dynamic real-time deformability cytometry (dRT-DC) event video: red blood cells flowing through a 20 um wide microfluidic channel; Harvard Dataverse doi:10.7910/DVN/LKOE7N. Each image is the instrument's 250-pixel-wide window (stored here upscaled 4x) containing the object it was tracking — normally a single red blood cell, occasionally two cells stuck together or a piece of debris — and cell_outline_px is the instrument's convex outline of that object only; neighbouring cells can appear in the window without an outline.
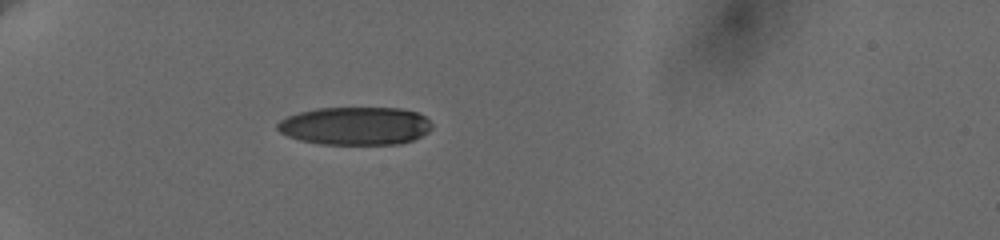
{"species": "human", "species_latin": "Homo sapiens", "temperature_condition": "cold", "stored_images_in_passage": 13, "camera_frame_rate_fps": 3000, "um_per_image_px": 0.085, "donor": {"sex": "female"}, "frame": {"image": 1, "passage_image": 1, "time_ms": 0.0, "image_size_px": [1000, 240], "cell_outline_px": [[432, 128], [428, 132], [412, 140], [396, 144], [320, 144], [300, 140], [288, 136], [280, 132], [276, 128], [276, 124], [280, 120], [288, 116], [300, 112], [316, 108], [400, 108], [416, 112], [424, 116], [432, 124]], "centroid_in_image_um": [30.18, 10.7], "position_along_channel_um": 54.8, "area_um2": 34.22}}
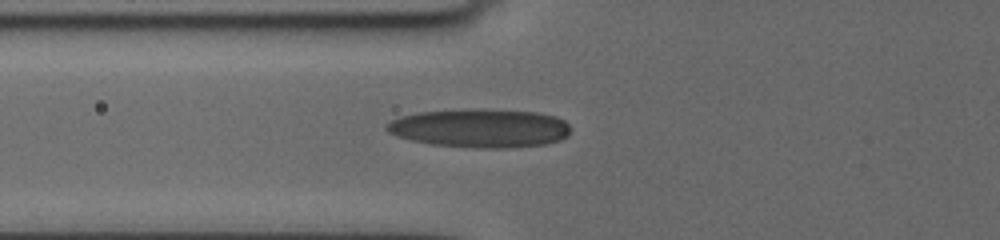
{"frame": {"image": 2, "passage_image": 9, "time_ms": 1.667, "image_size_px": [1000, 240], "cell_outline_px": [[568, 136], [560, 140], [544, 144], [508, 148], [476, 148], [432, 144], [412, 140], [396, 136], [388, 132], [384, 128], [384, 124], [400, 116], [420, 112], [464, 108], [484, 108], [536, 112], [556, 116], [564, 120], [568, 124]], "centroid_in_image_um": [40.77, 10.88], "position_along_channel_um": 85.0, "area_um2": 41.91}}